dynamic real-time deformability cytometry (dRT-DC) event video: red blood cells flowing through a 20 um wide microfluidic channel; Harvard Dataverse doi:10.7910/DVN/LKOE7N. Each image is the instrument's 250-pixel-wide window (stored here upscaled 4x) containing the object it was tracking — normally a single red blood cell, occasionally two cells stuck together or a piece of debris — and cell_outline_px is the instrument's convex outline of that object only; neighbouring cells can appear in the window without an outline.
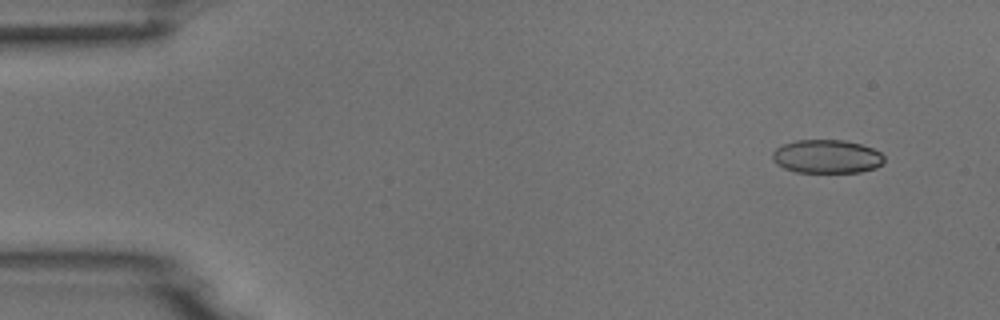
{"species": "common noctule bat (a hibernating species)", "species_latin": "Nyctalus noctula", "temperature_condition": "room temperature", "stored_images_in_passage": 5, "camera_frame_rate_fps": 3000, "um_per_image_px": 0.085, "animal": {"sex": "male", "body_mass_g": 18.8}, "frame": {"image": 1, "passage_image": 1, "time_ms": 0.0, "image_size_px": [1000, 320], "cell_outline_px": [[884, 160], [876, 168], [860, 172], [796, 172], [784, 168], [776, 164], [772, 160], [772, 152], [776, 148], [784, 144], [796, 140], [844, 140], [860, 144], [872, 148], [880, 152], [884, 156]], "centroid_in_image_um": [70.26, 13.3], "position_along_channel_um": 14.7, "area_um2": 21.85}}
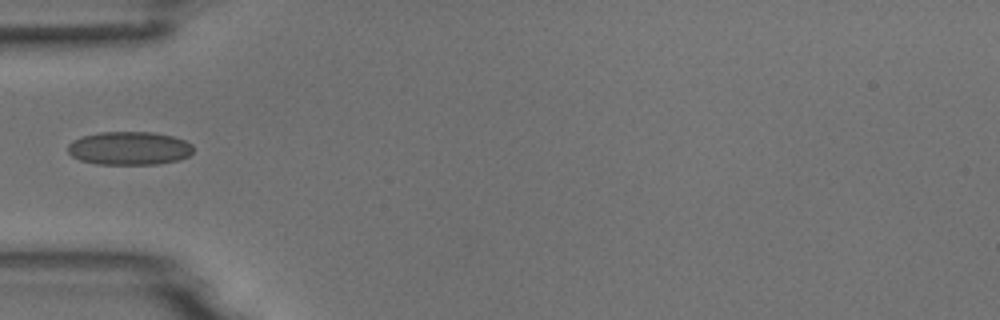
{"frame": {"image": 2, "passage_image": 4, "time_ms": 4.333, "image_size_px": [1000, 320], "cell_outline_px": [[192, 152], [188, 156], [180, 160], [156, 164], [96, 164], [80, 160], [72, 156], [68, 152], [68, 144], [72, 140], [80, 136], [100, 132], [156, 132], [172, 136], [184, 140], [192, 144]], "centroid_in_image_um": [10.97, 12.6], "position_along_channel_um": 74.0, "area_um2": 24.57}}